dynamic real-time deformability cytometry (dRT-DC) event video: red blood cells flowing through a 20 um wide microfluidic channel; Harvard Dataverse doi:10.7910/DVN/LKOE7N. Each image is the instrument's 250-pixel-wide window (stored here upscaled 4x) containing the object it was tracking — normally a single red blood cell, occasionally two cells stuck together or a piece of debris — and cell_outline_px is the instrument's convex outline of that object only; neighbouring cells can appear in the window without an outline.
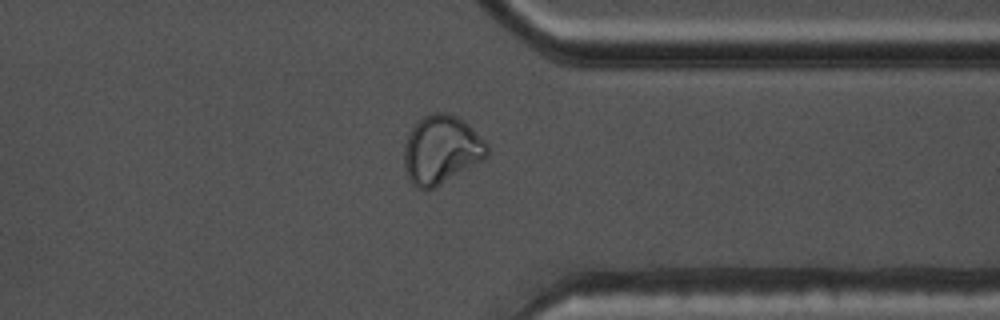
{"species": "common noctule bat (a hibernating species)", "species_latin": "Nyctalus noctula", "temperature_condition": "warm", "stored_images_in_passage": 42, "camera_frame_rate_fps": 3000, "um_per_image_px": 0.085, "animal": {"sex": "male", "body_mass_g": 17.5, "forearm_length_mm": 52.3}, "frame": {"image": 1, "passage_image": 30, "time_ms": 9.667, "image_size_px": [1000, 320], "cell_outline_px": [[488, 156], [436, 188], [416, 188], [408, 180], [404, 168], [404, 144], [412, 128], [424, 116], [432, 112], [444, 112], [456, 116], [464, 120], [488, 144]], "centroid_in_image_um": [37.5, 12.74], "position_along_channel_um": 373.9, "area_um2": 33.12}}
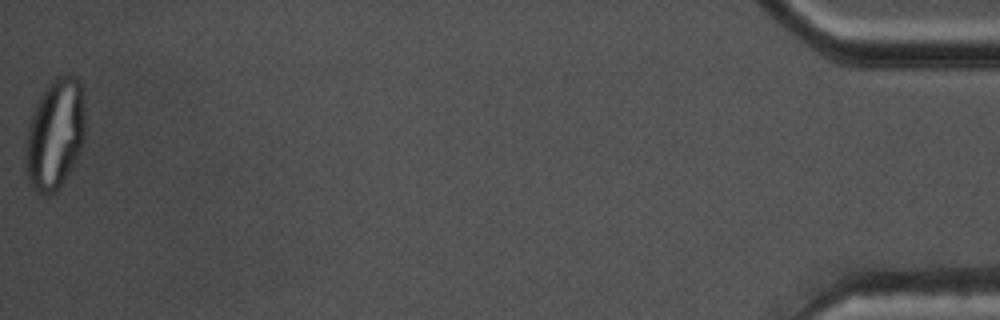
{"frame": {"image": 2, "passage_image": 42, "time_ms": 13.667, "image_size_px": [1000, 320], "cell_outline_px": [[84, 140], [80, 152], [76, 160], [60, 184], [48, 196], [44, 196], [36, 192], [32, 188], [28, 180], [24, 168], [24, 140], [28, 124], [36, 104], [40, 96], [48, 84], [56, 76], [76, 76], [80, 80], [84, 112]], "centroid_in_image_um": [4.63, 11.42], "position_along_channel_um": 430.6, "area_um2": 38.67}, "authors_computed_cell_mechanics": {"area_um2": 26.6458, "velocity_mm_per_s": 3.7688, "shape_relaxation_time_tau1_ms": null, "shape_relaxation_time_tau2_ms": 1.3134, "deformation_change_tau1": null, "deformation_change_tau2": 0.0649}}